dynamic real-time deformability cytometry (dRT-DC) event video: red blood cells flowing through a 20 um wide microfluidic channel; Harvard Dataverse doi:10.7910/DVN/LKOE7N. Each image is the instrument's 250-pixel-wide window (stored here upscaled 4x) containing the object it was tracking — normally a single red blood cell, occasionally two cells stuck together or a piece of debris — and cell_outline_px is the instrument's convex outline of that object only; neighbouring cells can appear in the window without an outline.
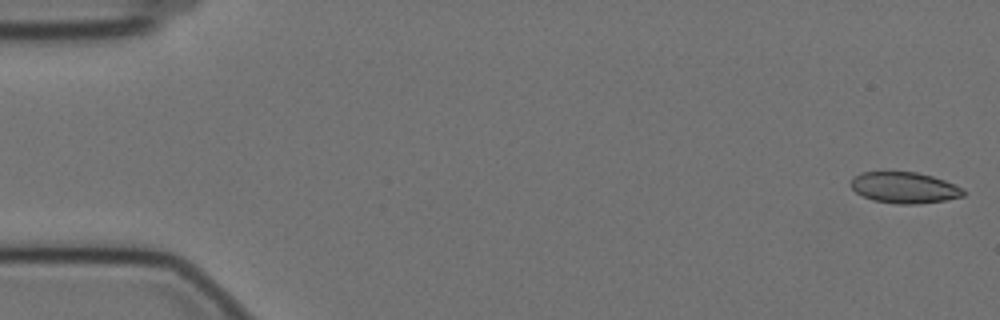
{"species": "Egyptian fruit bat (a non-hibernating species)", "species_latin": "Rousettus aegyptiacus", "temperature_condition": "cold", "stored_images_in_passage": 58, "camera_frame_rate_fps": 3000, "um_per_image_px": 0.085, "animal": {"sex": "female"}, "frame": {"image": 1, "passage_image": 1, "time_ms": 0.0, "image_size_px": [1000, 320], "cell_outline_px": [[964, 196], [944, 200], [916, 204], [896, 204], [872, 200], [856, 192], [852, 188], [852, 176], [860, 172], [916, 172], [932, 176], [944, 180], [964, 188]], "centroid_in_image_um": [76.87, 15.95], "position_along_channel_um": 8.1, "area_um2": 20.35}}
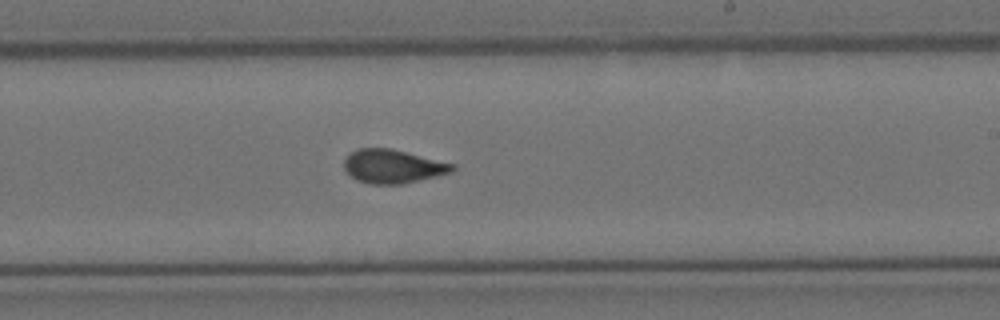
{"frame": {"image": 2, "passage_image": 34, "time_ms": 11.0, "image_size_px": [1000, 320], "cell_outline_px": [[456, 168], [452, 172], [436, 176], [400, 184], [368, 184], [356, 180], [344, 168], [344, 160], [356, 148], [392, 148], [456, 164]], "centroid_in_image_um": [33.41, 14.13], "position_along_channel_um": 255.6, "area_um2": 21.27}}
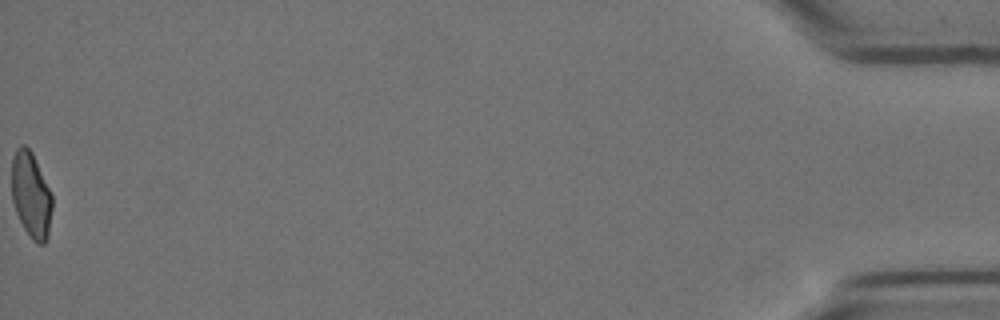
{"frame": {"image": 3, "passage_image": 58, "time_ms": 19.0, "image_size_px": [1000, 320], "cell_outline_px": [[52, 208], [48, 236], [44, 244], [40, 244], [32, 240], [24, 228], [16, 212], [12, 200], [12, 156], [16, 148], [20, 144], [24, 144], [32, 152], [52, 192]], "centroid_in_image_um": [2.64, 16.55], "position_along_channel_um": 432.6, "area_um2": 20.4}, "authors_computed_cell_mechanics": {"area_um2": 21.2415, "velocity_mm_per_s": 3.4857, "shape_relaxation_time_tau1_ms": null, "shape_relaxation_time_tau2_ms": 1.6963, "deformation_change_tau1": null, "deformation_change_tau2": 0.0471}}